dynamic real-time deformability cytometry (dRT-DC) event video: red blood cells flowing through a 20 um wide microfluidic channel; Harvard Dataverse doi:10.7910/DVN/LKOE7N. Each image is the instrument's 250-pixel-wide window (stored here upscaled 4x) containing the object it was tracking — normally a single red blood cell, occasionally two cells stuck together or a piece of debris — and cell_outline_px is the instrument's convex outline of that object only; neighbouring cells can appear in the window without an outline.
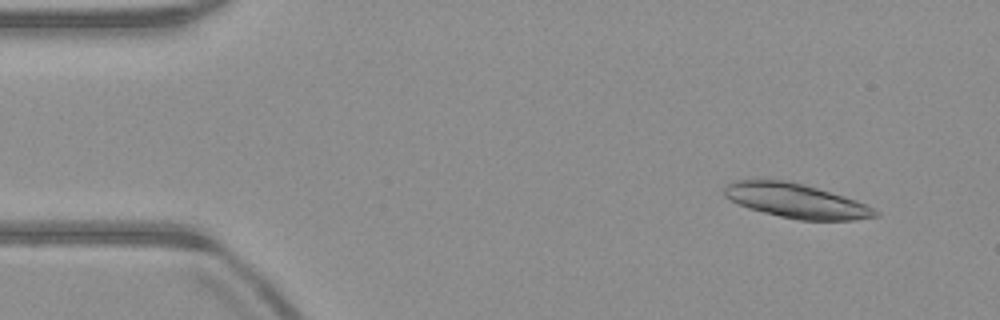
{"species": "common noctule bat (a hibernating species)", "species_latin": "Nyctalus noctula", "temperature_condition": "warm", "stored_images_in_passage": 48, "camera_frame_rate_fps": 3000, "um_per_image_px": 0.085, "animal": {"sex": "male", "body_mass_g": 23.1, "forearm_length_mm": 52.7}, "frame": {"image": 1, "passage_image": 2, "time_ms": 0.333, "image_size_px": [1000, 320], "cell_outline_px": [[880, 216], [856, 220], [800, 220], [780, 216], [748, 208], [724, 196], [724, 188], [728, 184], [736, 180], [788, 180], [804, 184], [844, 196], [856, 200], [880, 212]], "centroid_in_image_um": [67.7, 17.07], "position_along_channel_um": 17.3, "area_um2": 30.0}}
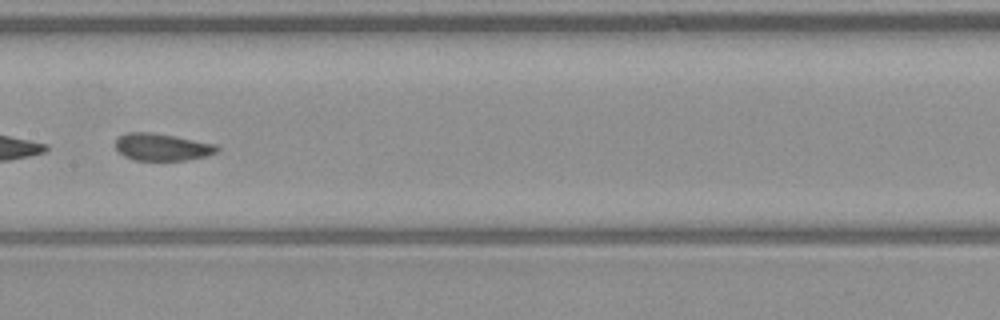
{"frame": {"image": 2, "passage_image": 23, "time_ms": 7.333, "image_size_px": [1000, 320], "cell_outline_px": [[220, 152], [188, 160], [136, 160], [124, 156], [116, 148], [116, 136], [128, 132], [152, 132], [176, 136], [216, 144], [220, 148]], "centroid_in_image_um": [13.79, 12.49], "position_along_channel_um": 193.6, "area_um2": 16.24}}
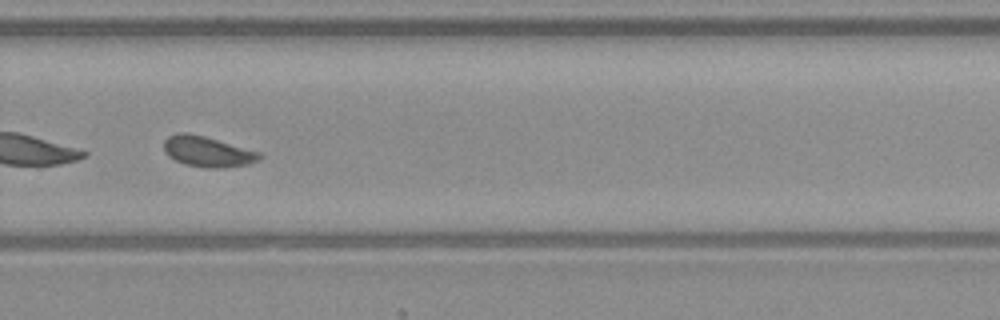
{"frame": {"image": 3, "passage_image": 32, "time_ms": 10.333, "image_size_px": [1000, 320], "cell_outline_px": [[264, 156], [260, 160], [248, 164], [220, 168], [208, 168], [184, 164], [168, 156], [164, 152], [164, 140], [168, 136], [176, 132], [188, 132], [204, 136], [260, 152]], "centroid_in_image_um": [17.63, 12.88], "position_along_channel_um": 312.2, "area_um2": 17.11}, "authors_computed_cell_mechanics": {"area_um2": 17.0799, "velocity_mm_per_s": 3.9703, "shape_relaxation_time_tau1_ms": 4.1826, "shape_relaxation_time_tau2_ms": 0.987, "deformation_change_tau1": 0.1109, "deformation_change_tau2": 0.0625}}